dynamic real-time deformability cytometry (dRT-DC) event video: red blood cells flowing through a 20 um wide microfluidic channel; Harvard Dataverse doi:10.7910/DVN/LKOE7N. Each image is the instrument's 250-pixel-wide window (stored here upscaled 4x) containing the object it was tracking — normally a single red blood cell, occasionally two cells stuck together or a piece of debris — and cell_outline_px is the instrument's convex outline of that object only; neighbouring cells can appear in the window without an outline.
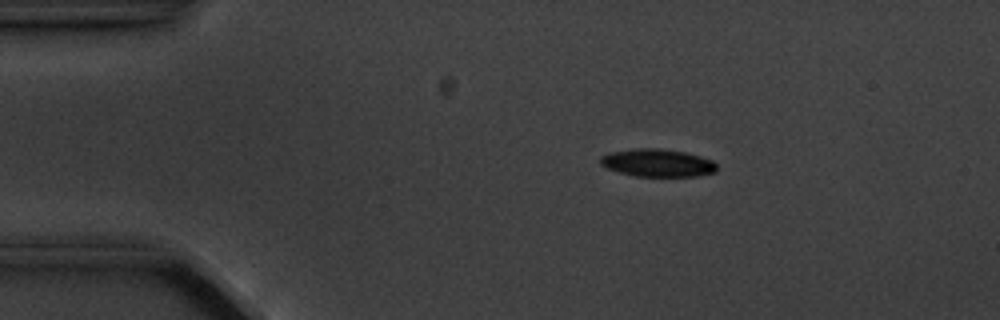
{"species": "common noctule bat (a hibernating species)", "species_latin": "Nyctalus noctula", "temperature_condition": "cold", "stored_images_in_passage": 8, "camera_frame_rate_fps": 3000, "um_per_image_px": 0.085, "animal": {"sex": "male", "body_mass_g": 20.1, "forearm_length_mm": 53.5}, "frame": {"image": 1, "passage_image": 3, "time_ms": 2.333, "image_size_px": [1000, 320], "cell_outline_px": [[716, 172], [696, 176], [636, 176], [620, 172], [608, 168], [600, 164], [600, 156], [612, 152], [636, 148], [656, 148], [684, 152], [700, 156], [712, 160], [716, 164]], "centroid_in_image_um": [55.89, 13.84], "position_along_channel_um": 29.1, "area_um2": 18.61}}
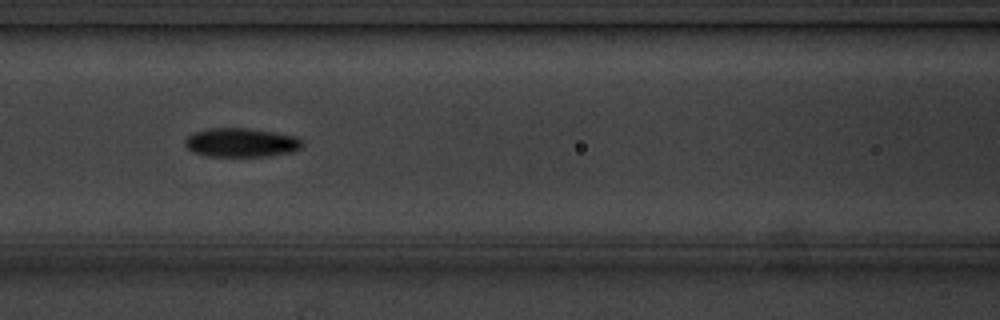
{"frame": {"image": 2, "passage_image": 7, "time_ms": 7.0, "image_size_px": [1000, 320], "cell_outline_px": [[304, 144], [300, 148], [292, 152], [268, 156], [208, 156], [192, 152], [184, 144], [184, 140], [192, 132], [208, 128], [248, 128], [276, 132], [296, 136]], "centroid_in_image_um": [20.48, 12.11], "position_along_channel_um": 146.1, "area_um2": 19.94}}